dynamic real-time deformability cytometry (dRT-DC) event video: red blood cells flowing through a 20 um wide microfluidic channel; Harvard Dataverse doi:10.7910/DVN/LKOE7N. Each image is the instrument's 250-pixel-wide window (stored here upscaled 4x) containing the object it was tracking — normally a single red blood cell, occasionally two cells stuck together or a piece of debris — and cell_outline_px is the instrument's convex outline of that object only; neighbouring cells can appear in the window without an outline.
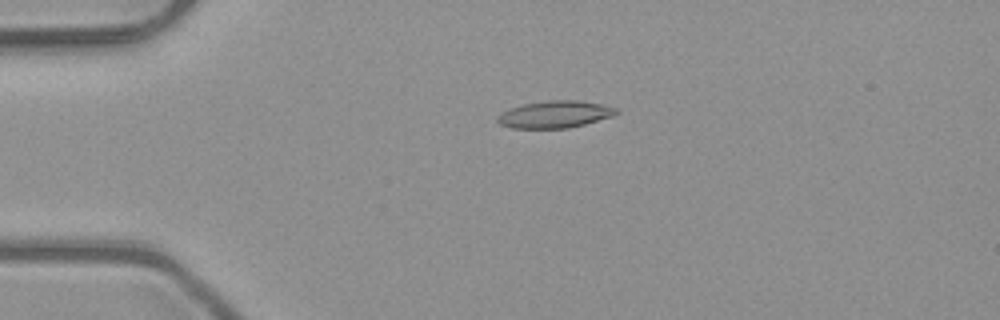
{"species": "common noctule bat (a hibernating species)", "species_latin": "Nyctalus noctula", "temperature_condition": "room temperature", "stored_images_in_passage": 4, "camera_frame_rate_fps": 3000, "um_per_image_px": 0.085, "animal": {"sex": "male", "body_mass_g": 23.1, "forearm_length_mm": 52.7}, "frame": {"image": 1, "passage_image": 3, "time_ms": 0.667, "image_size_px": [1000, 320], "cell_outline_px": [[620, 112], [612, 116], [584, 124], [568, 128], [512, 128], [500, 124], [496, 120], [496, 116], [512, 108], [524, 104], [548, 100], [576, 100], [600, 104], [616, 108]], "centroid_in_image_um": [47.16, 9.72], "position_along_channel_um": 37.8, "area_um2": 18.5}}